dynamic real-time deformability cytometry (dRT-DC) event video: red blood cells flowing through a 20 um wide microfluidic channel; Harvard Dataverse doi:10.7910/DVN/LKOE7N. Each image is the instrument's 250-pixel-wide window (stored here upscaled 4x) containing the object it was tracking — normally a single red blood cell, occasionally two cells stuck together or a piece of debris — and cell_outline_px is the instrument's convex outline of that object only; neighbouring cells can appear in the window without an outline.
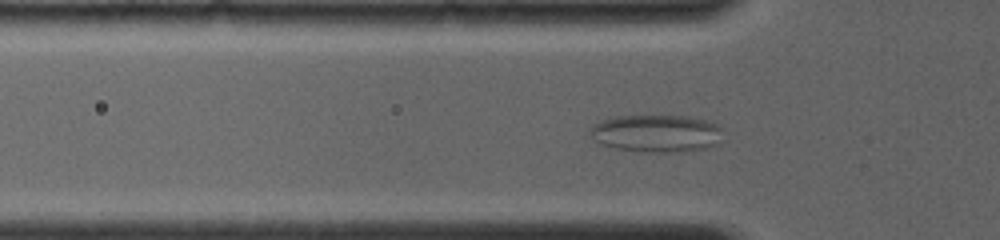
{"species": "common noctule bat (a hibernating species)", "species_latin": "Nyctalus noctula", "temperature_condition": "room temperature", "stored_images_in_passage": 38, "camera_frame_rate_fps": 4000, "um_per_image_px": 0.085, "animal": {"sex": "female", "body_mass_g": 19.0, "forearm_length_mm": 56.7}, "frame": {"image": 1, "passage_image": 13, "time_ms": 4.5, "image_size_px": [1000, 240], "cell_outline_px": [[724, 140], [716, 144], [704, 148], [680, 152], [640, 152], [616, 148], [596, 144], [588, 136], [588, 128], [592, 124], [616, 116], [688, 116], [704, 120], [716, 124], [720, 128]], "centroid_in_image_um": [55.73, 11.35], "position_along_channel_um": 70.1, "area_um2": 29.48}}
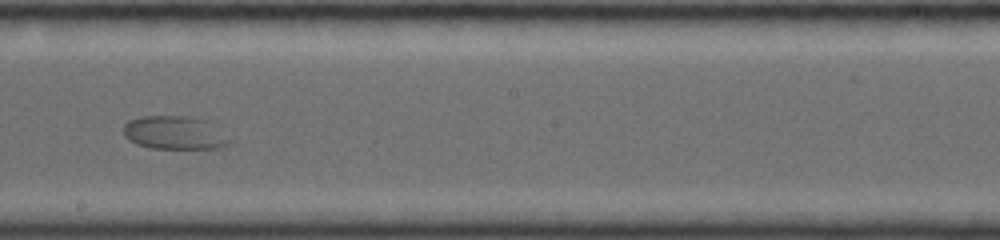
{"frame": {"image": 2, "passage_image": 21, "time_ms": 8.75, "image_size_px": [1000, 240], "cell_outline_px": [[232, 140], [228, 144], [216, 148], [152, 148], [136, 144], [128, 140], [124, 136], [124, 124], [128, 120], [140, 116], [188, 116], [208, 120]], "centroid_in_image_um": [14.82, 11.27], "position_along_channel_um": 233.4, "area_um2": 20.69}}
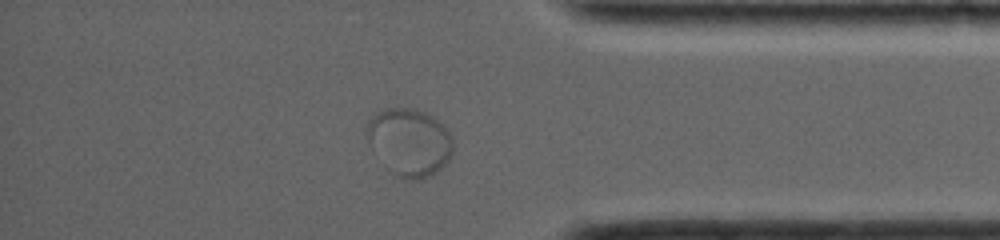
{"frame": {"image": 3, "passage_image": 31, "time_ms": 13.25, "image_size_px": [1000, 240], "cell_outline_px": [[452, 152], [448, 160], [436, 172], [420, 180], [412, 180], [396, 176], [388, 168], [372, 148], [368, 140], [364, 128], [372, 112], [384, 108], [412, 108], [424, 112], [432, 116], [444, 124], [452, 136]], "centroid_in_image_um": [34.78, 12.04], "position_along_channel_um": 400.4, "area_um2": 34.1}}